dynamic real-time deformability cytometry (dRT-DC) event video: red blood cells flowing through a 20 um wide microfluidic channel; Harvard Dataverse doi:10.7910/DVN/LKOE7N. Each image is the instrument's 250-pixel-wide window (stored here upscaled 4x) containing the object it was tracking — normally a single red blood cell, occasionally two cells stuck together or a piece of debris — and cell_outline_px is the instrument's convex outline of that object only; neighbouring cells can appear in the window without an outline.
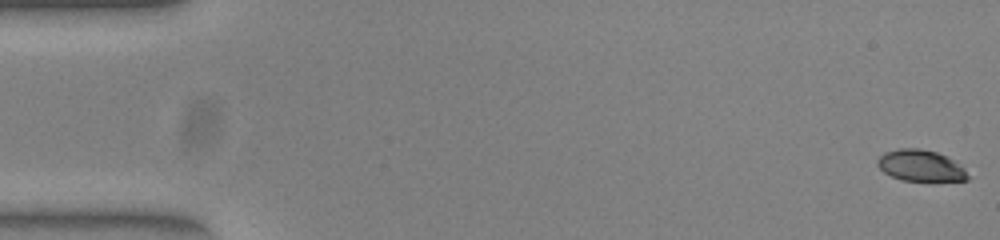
{"species": "common noctule bat (a hibernating species)", "species_latin": "Nyctalus noctula", "temperature_condition": "warm", "stored_images_in_passage": 52, "camera_frame_rate_fps": 3000, "um_per_image_px": 0.085, "animal": {"sex": "female", "body_mass_g": 23.0, "forearm_length_mm": 53.4}, "frame": {"image": 1, "passage_image": 1, "time_ms": 0.0, "image_size_px": [1000, 240], "cell_outline_px": [[968, 180], [904, 180], [892, 176], [884, 172], [876, 164], [876, 160], [884, 152], [900, 148], [920, 148], [936, 152], [948, 156], [964, 168], [968, 176]], "centroid_in_image_um": [78.23, 14.05], "position_along_channel_um": 6.8, "area_um2": 16.3}}
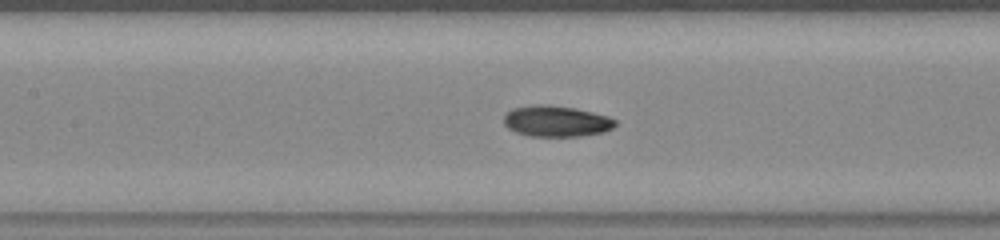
{"frame": {"image": 2, "passage_image": 24, "time_ms": 7.667, "image_size_px": [1000, 240], "cell_outline_px": [[616, 124], [612, 128], [604, 132], [580, 136], [528, 136], [516, 132], [508, 128], [504, 124], [504, 116], [512, 108], [532, 104], [548, 104], [576, 108], [608, 116], [616, 120]], "centroid_in_image_um": [47.27, 10.29], "position_along_channel_um": 160.1, "area_um2": 20.29}}
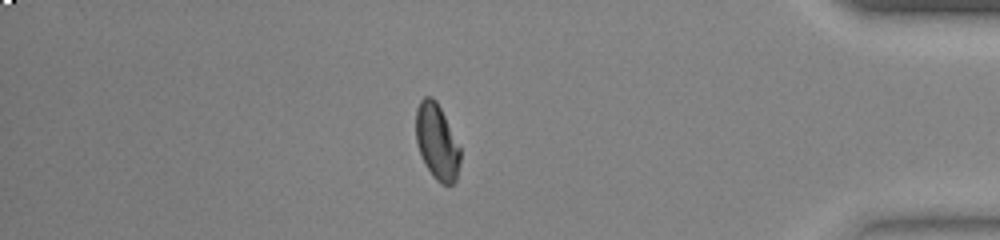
{"frame": {"image": 3, "passage_image": 45, "time_ms": 14.667, "image_size_px": [1000, 240], "cell_outline_px": [[460, 160], [456, 180], [452, 184], [440, 184], [432, 176], [420, 152], [416, 140], [416, 108], [420, 100], [424, 96], [432, 96], [436, 100], [460, 148]], "centroid_in_image_um": [37.13, 12.04], "position_along_channel_um": 398.1, "area_um2": 19.25}, "authors_computed_cell_mechanics": {"area_um2": 19.5364, "velocity_mm_per_s": 3.9531, "shape_relaxation_time_tau1_ms": 5.0659, "shape_relaxation_time_tau2_ms": 1.5982, "deformation_change_tau1": 0.165, "deformation_change_tau2": 0.0563}}